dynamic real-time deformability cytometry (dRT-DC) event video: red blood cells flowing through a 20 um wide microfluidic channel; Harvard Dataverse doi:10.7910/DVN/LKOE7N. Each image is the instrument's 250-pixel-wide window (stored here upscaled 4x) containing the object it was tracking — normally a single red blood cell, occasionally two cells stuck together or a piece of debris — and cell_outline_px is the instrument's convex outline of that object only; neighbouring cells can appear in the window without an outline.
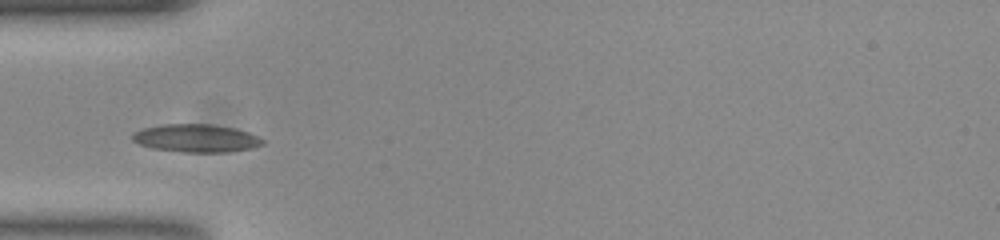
{"species": "common noctule bat (a hibernating species)", "species_latin": "Nyctalus noctula", "temperature_condition": "room temperature", "stored_images_in_passage": 15, "camera_frame_rate_fps": 3000, "um_per_image_px": 0.085, "animal": {"sex": "female", "body_mass_g": 23.0, "forearm_length_mm": 53.4}, "frame": {"image": 1, "passage_image": 1, "time_ms": 0.0, "image_size_px": [1000, 240], "cell_outline_px": [[264, 144], [252, 148], [224, 152], [184, 152], [152, 148], [140, 144], [132, 140], [132, 132], [140, 128], [160, 124], [212, 124], [236, 128], [248, 132], [264, 140]], "centroid_in_image_um": [16.64, 11.73], "position_along_channel_um": 68.4, "area_um2": 21.33}}
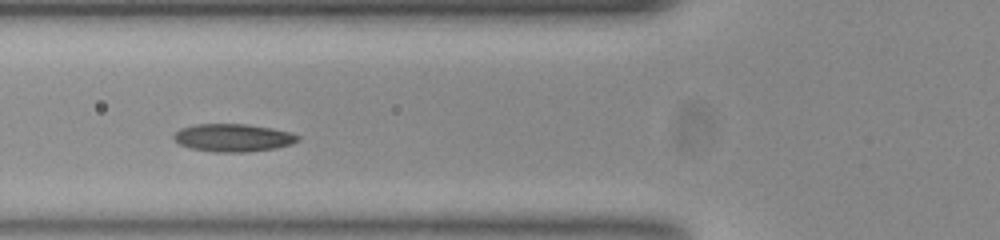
{"frame": {"image": 2, "passage_image": 4, "time_ms": 1.0, "image_size_px": [1000, 240], "cell_outline_px": [[300, 140], [292, 144], [276, 148], [248, 152], [212, 152], [188, 148], [180, 144], [172, 136], [180, 128], [196, 124], [248, 124], [272, 128], [292, 132], [300, 136]], "centroid_in_image_um": [19.84, 11.71], "position_along_channel_um": 106.0, "area_um2": 20.35}}
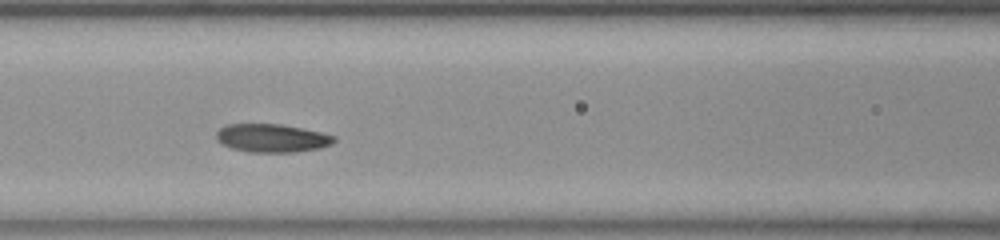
{"frame": {"image": 3, "passage_image": 7, "time_ms": 2.0, "image_size_px": [1000, 240], "cell_outline_px": [[336, 140], [332, 144], [320, 148], [296, 152], [248, 152], [232, 148], [216, 140], [216, 132], [224, 124], [280, 124], [320, 132], [336, 136]], "centroid_in_image_um": [23.11, 11.74], "position_along_channel_um": 143.5, "area_um2": 19.42}}